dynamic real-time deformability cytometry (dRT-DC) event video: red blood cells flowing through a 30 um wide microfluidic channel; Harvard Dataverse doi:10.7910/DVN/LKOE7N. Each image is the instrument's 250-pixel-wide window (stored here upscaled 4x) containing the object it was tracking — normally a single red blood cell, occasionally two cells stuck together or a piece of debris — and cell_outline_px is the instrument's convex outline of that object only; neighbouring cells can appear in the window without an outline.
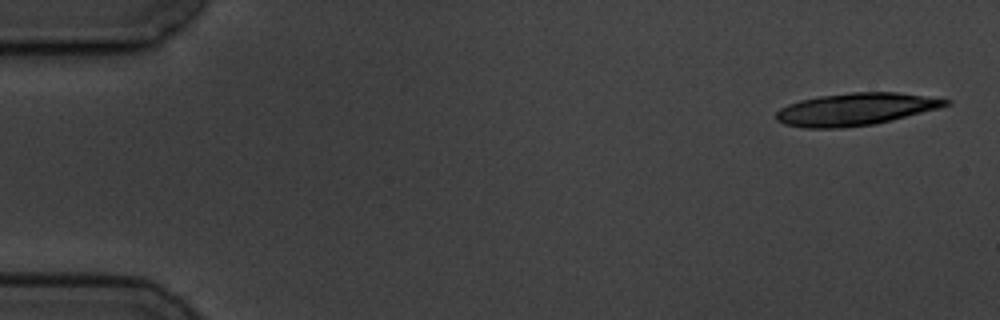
{"species": "common noctule bat (a hibernating species)", "species_latin": "Nyctalus noctula", "temperature_condition": "cold", "stored_images_in_passage": 7, "segment_of_instrument_passage": [2, 2], "camera_frame_rate_fps": 3000, "um_per_image_px": 0.085, "animal": {"sex": "male", "body_mass_g": 19.5, "forearm_length_mm": 54.6}, "frame": {"image": 1, "passage_image": 7, "time_ms": 8.333, "image_size_px": [1000, 320], "cell_outline_px": [[952, 104], [940, 108], [872, 124], [840, 128], [804, 128], [784, 124], [776, 120], [776, 112], [780, 108], [788, 104], [800, 100], [820, 96], [848, 92], [896, 92], [952, 100]], "centroid_in_image_um": [72.7, 9.28], "position_along_channel_um": 12.3, "area_um2": 31.79}}